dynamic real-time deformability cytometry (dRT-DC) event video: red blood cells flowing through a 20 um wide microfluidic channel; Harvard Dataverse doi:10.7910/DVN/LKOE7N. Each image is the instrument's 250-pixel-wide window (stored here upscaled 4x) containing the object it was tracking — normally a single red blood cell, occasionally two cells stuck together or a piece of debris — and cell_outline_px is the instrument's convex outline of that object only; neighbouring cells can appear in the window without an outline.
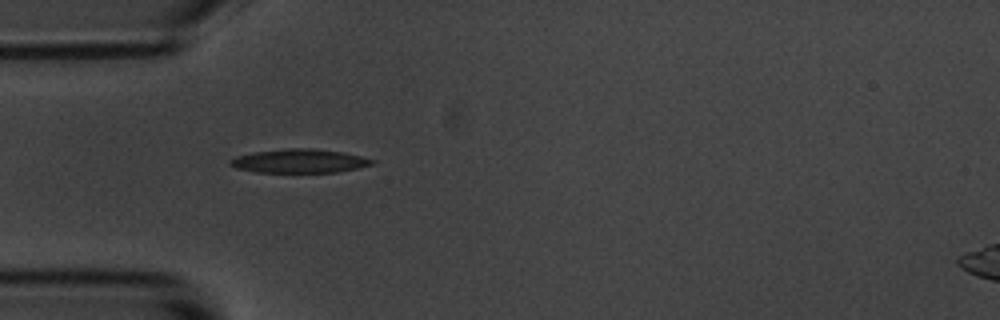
{"species": "common noctule bat (a hibernating species)", "species_latin": "Nyctalus noctula", "temperature_condition": "room temperature", "stored_images_in_passage": 7, "camera_frame_rate_fps": 3000, "um_per_image_px": 0.085, "animal": {"sex": "male", "body_mass_g": 20.1, "forearm_length_mm": 53.5}, "frame": {"image": 1, "passage_image": 4, "time_ms": 1.0, "image_size_px": [1000, 320], "cell_outline_px": [[376, 164], [336, 172], [256, 172], [236, 168], [228, 164], [228, 160], [236, 156], [252, 152], [288, 148], [312, 148], [344, 152], [376, 160]], "centroid_in_image_um": [25.44, 13.68], "position_along_channel_um": 59.6, "area_um2": 19.77}}
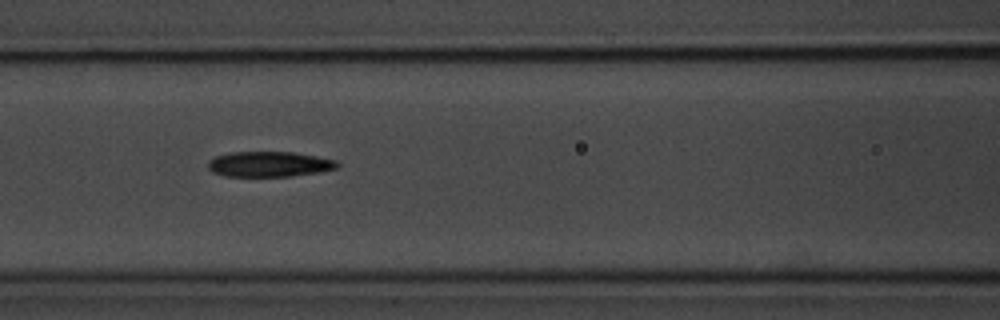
{"frame": {"image": 2, "passage_image": 6, "time_ms": 1.667, "image_size_px": [1000, 320], "cell_outline_px": [[340, 164], [336, 168], [320, 172], [292, 176], [224, 176], [212, 172], [208, 168], [208, 160], [216, 156], [232, 152], [292, 152], [316, 156], [336, 160]], "centroid_in_image_um": [22.88, 13.95], "position_along_channel_um": 143.7, "area_um2": 19.07}}
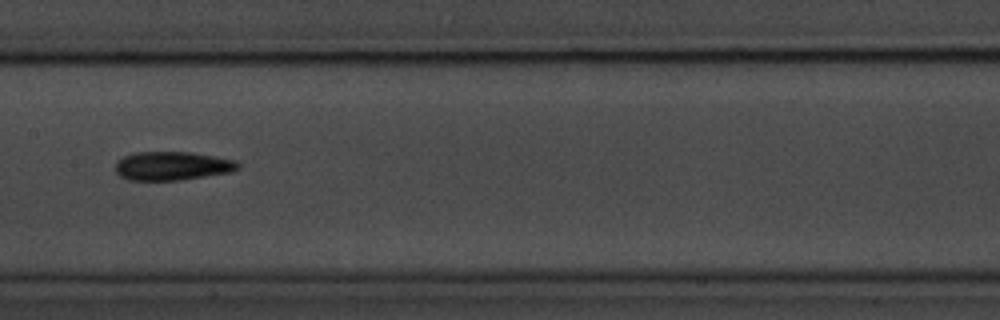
{"frame": {"image": 3, "passage_image": 7, "time_ms": 2.0, "image_size_px": [1000, 320], "cell_outline_px": [[240, 168], [232, 172], [180, 180], [128, 180], [120, 176], [116, 172], [116, 164], [124, 156], [136, 152], [192, 152], [236, 160], [240, 164]], "centroid_in_image_um": [14.68, 14.1], "position_along_channel_um": 192.7, "area_um2": 20.52}}